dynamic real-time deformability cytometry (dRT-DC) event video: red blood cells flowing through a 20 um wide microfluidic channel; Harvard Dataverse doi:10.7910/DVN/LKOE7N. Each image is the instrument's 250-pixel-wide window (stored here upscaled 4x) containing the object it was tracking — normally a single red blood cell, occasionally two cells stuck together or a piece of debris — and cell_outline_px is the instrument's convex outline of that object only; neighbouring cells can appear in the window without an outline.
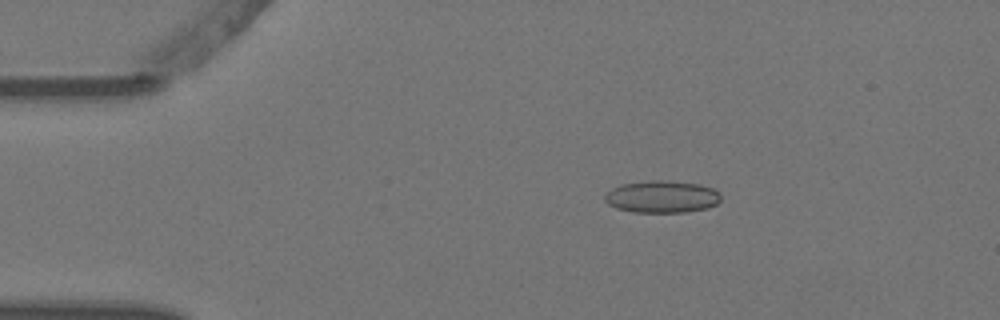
{"species": "Egyptian fruit bat (a non-hibernating species)", "species_latin": "Rousettus aegyptiacus", "temperature_condition": "warm", "stored_images_in_passage": 4, "camera_frame_rate_fps": 3000, "um_per_image_px": 0.085, "animal": {"sex": "female"}, "frame": {"image": 1, "passage_image": 3, "time_ms": 0.667, "image_size_px": [1000, 320], "cell_outline_px": [[720, 200], [716, 204], [708, 208], [688, 212], [632, 212], [616, 208], [608, 204], [604, 200], [604, 196], [612, 188], [620, 184], [648, 180], [668, 180], [700, 184], [712, 188], [720, 192]], "centroid_in_image_um": [56.26, 16.71], "position_along_channel_um": 28.7, "area_um2": 22.02}}